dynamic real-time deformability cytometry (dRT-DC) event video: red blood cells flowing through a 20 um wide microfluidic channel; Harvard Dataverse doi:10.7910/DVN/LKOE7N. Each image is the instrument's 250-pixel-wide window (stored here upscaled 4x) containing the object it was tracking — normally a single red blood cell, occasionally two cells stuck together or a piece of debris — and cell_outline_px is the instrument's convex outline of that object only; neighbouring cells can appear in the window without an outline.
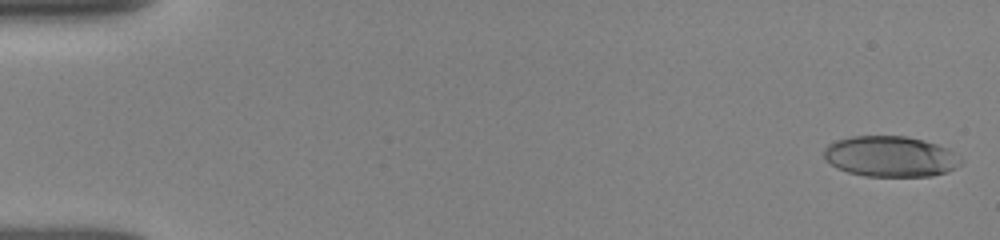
{"species": "human", "species_latin": "Homo sapiens", "temperature_condition": "room temperature", "stored_images_in_passage": 51, "camera_frame_rate_fps": 3000, "um_per_image_px": 0.085, "donor": {"sex": "female"}, "frame": {"image": 1, "passage_image": 1, "time_ms": 0.0, "image_size_px": [1000, 240], "cell_outline_px": [[964, 160], [956, 168], [948, 172], [932, 176], [864, 176], [848, 172], [836, 168], [824, 160], [824, 148], [828, 144], [836, 140], [852, 136], [908, 136], [924, 140], [948, 148], [960, 156]], "centroid_in_image_um": [75.7, 13.3], "position_along_channel_um": 9.3, "area_um2": 32.89}}
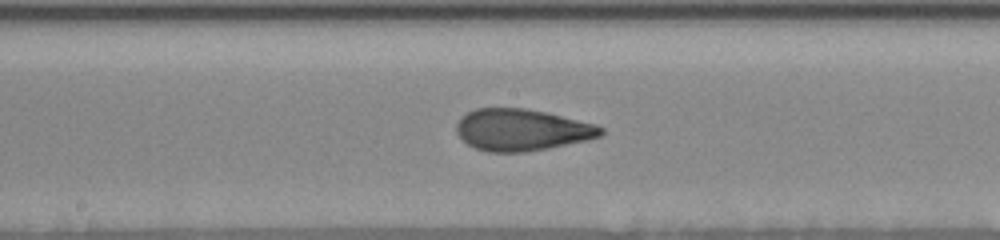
{"frame": {"image": 2, "passage_image": 27, "time_ms": 8.667, "image_size_px": [1000, 240], "cell_outline_px": [[604, 132], [600, 136], [588, 140], [548, 148], [524, 152], [488, 152], [476, 148], [468, 144], [456, 132], [456, 124], [460, 116], [476, 108], [528, 108], [596, 124], [604, 128]], "centroid_in_image_um": [44.35, 11.03], "position_along_channel_um": 203.9, "area_um2": 35.14}}
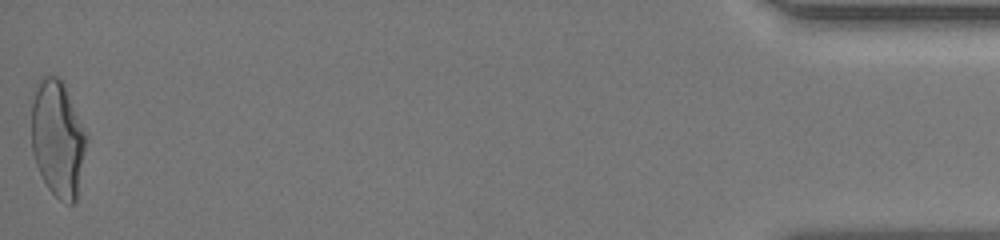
{"frame": {"image": 3, "passage_image": 51, "time_ms": 16.667, "image_size_px": [1000, 240], "cell_outline_px": [[88, 140], [76, 200], [72, 204], [68, 204], [60, 200], [48, 188], [36, 164], [32, 152], [32, 88], [40, 76], [56, 76], [64, 84], [88, 136]], "centroid_in_image_um": [4.9, 11.75], "position_along_channel_um": 430.3, "area_um2": 37.57}, "authors_computed_cell_mechanics": {"area_um2": 34.6222, "velocity_mm_per_s": 3.9373, "shape_relaxation_time_tau1_ms": 7.213, "shape_relaxation_time_tau2_ms": 0.9254, "deformation_change_tau1": 0.2087, "deformation_change_tau2": 0.0791}}